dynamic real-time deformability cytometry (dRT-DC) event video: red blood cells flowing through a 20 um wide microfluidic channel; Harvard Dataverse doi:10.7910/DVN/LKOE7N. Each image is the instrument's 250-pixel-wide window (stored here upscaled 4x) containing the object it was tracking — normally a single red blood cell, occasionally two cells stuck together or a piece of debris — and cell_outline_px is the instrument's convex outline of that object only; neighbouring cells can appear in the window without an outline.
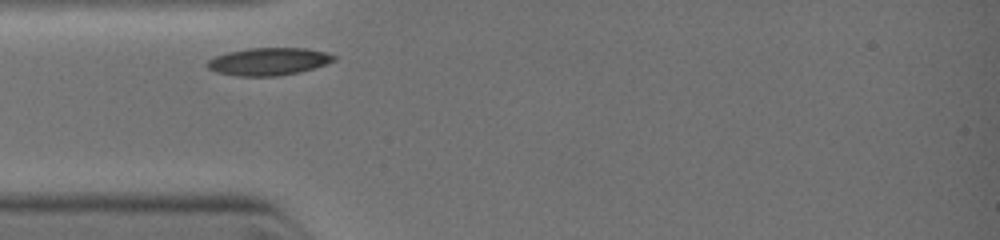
{"species": "common noctule bat (a hibernating species)", "species_latin": "Nyctalus noctula", "temperature_condition": "warm", "stored_images_in_passage": 2, "camera_frame_rate_fps": 3000, "um_per_image_px": 0.085, "animal": {"sex": "female", "body_mass_g": 19.0, "forearm_length_mm": 51.5}, "frame": {"image": 1, "passage_image": 1, "time_ms": 0.0, "image_size_px": [1000, 240], "cell_outline_px": [[336, 60], [300, 72], [280, 76], [236, 76], [216, 72], [208, 68], [204, 64], [208, 60], [216, 56], [228, 52], [248, 48], [304, 48], [328, 52], [336, 56]], "centroid_in_image_um": [22.82, 5.23], "position_along_channel_um": 62.2, "area_um2": 20.4}}